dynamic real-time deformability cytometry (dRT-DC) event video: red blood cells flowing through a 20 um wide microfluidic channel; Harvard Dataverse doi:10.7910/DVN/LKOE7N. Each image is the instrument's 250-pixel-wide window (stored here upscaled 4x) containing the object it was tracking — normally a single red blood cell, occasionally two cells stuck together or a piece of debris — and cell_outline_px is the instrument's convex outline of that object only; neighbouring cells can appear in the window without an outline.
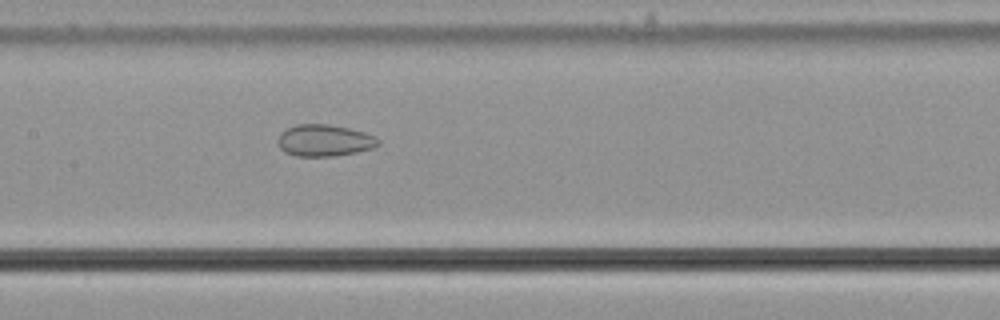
{"species": "common noctule bat (a hibernating species)", "species_latin": "Nyctalus noctula", "temperature_condition": "cold", "stored_images_in_passage": 41, "camera_frame_rate_fps": 3000, "um_per_image_px": 0.085, "animal": {"sex": "male", "body_mass_g": 21.5, "forearm_length_mm": 52.0}, "frame": {"image": 1, "passage_image": 13, "time_ms": 4.0, "image_size_px": [1000, 320], "cell_outline_px": [[380, 144], [372, 148], [356, 152], [332, 156], [296, 156], [284, 152], [280, 148], [276, 140], [280, 132], [296, 124], [328, 124], [348, 128], [364, 132], [376, 136], [380, 140]], "centroid_in_image_um": [27.55, 11.93], "position_along_channel_um": 179.8, "area_um2": 18.67}}
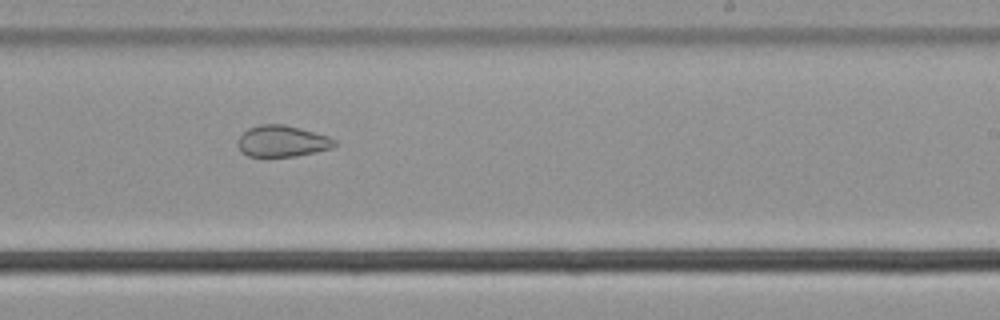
{"frame": {"image": 2, "passage_image": 20, "time_ms": 6.333, "image_size_px": [1000, 320], "cell_outline_px": [[336, 144], [332, 148], [296, 156], [248, 156], [240, 152], [236, 144], [236, 140], [248, 128], [260, 124], [284, 124], [300, 128], [328, 136], [336, 140]], "centroid_in_image_um": [23.94, 11.99], "position_along_channel_um": 265.1, "area_um2": 17.74}}
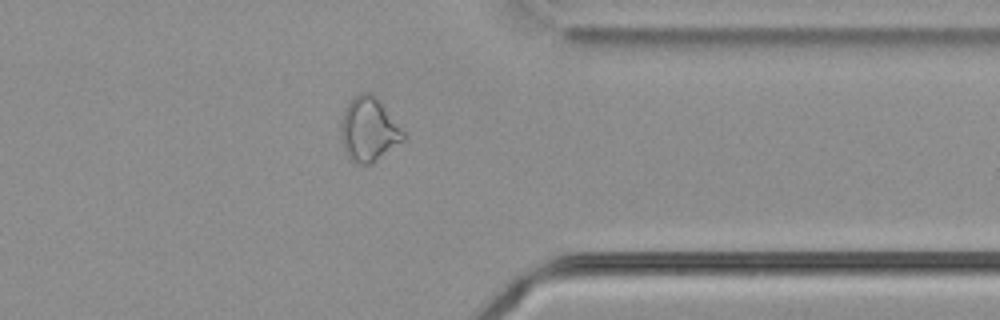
{"frame": {"image": 3, "passage_image": 30, "time_ms": 9.667, "image_size_px": [1000, 320], "cell_outline_px": [[408, 136], [404, 140], [372, 164], [356, 164], [344, 152], [340, 136], [340, 124], [344, 108], [360, 92], [368, 92], [376, 96]], "centroid_in_image_um": [31.34, 11.03], "position_along_channel_um": 380.1, "area_um2": 23.47}, "authors_computed_cell_mechanics": {"area_um2": 21.097, "velocity_mm_per_s": 3.6654, "shape_relaxation_time_tau1_ms": null, "shape_relaxation_time_tau2_ms": 3.4845, "deformation_change_tau1": null, "deformation_change_tau2": 0.0922}}